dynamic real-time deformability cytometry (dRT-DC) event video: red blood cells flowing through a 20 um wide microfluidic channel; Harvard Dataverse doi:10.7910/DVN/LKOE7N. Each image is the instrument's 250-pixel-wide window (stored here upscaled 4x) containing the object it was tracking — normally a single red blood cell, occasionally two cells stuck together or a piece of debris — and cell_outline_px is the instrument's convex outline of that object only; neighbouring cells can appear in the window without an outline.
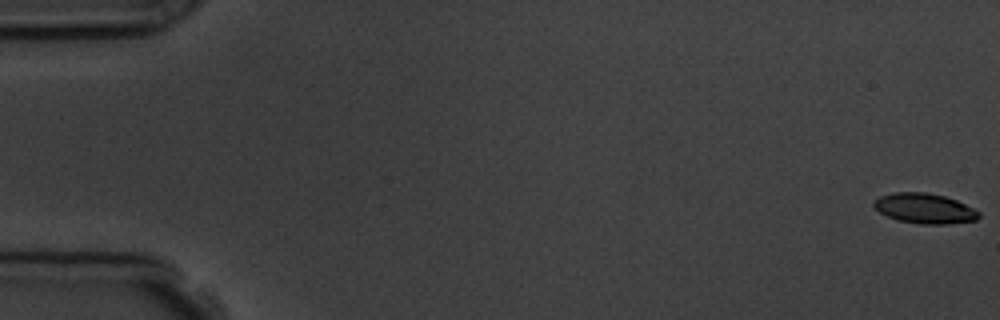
{"species": "common noctule bat (a hibernating species)", "species_latin": "Nyctalus noctula", "temperature_condition": "room temperature", "stored_images_in_passage": 6, "camera_frame_rate_fps": 3000, "um_per_image_px": 0.085, "animal": {"sex": "male", "body_mass_g": 19.5, "forearm_length_mm": 54.6}, "frame": {"image": 1, "passage_image": 1, "time_ms": 0.0, "image_size_px": [1000, 320], "cell_outline_px": [[980, 216], [976, 220], [948, 224], [920, 224], [896, 220], [872, 208], [872, 200], [880, 196], [892, 192], [928, 192], [944, 196], [956, 200], [980, 212]], "centroid_in_image_um": [78.54, 17.71], "position_along_channel_um": 6.5, "area_um2": 18.61}}
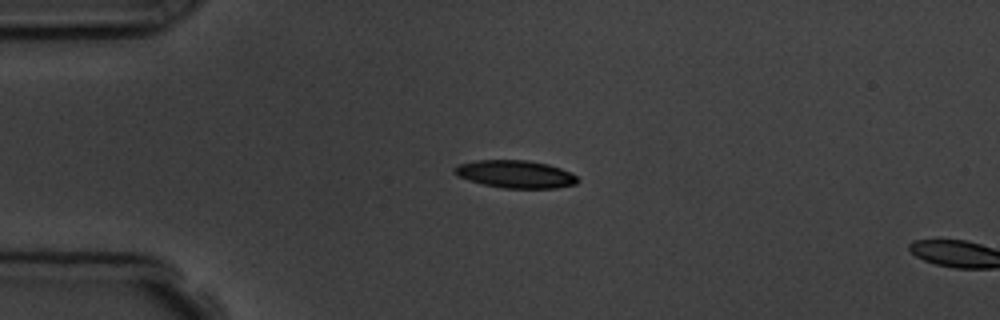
{"frame": {"image": 2, "passage_image": 5, "time_ms": 4.333, "image_size_px": [1000, 320], "cell_outline_px": [[580, 180], [576, 184], [556, 188], [504, 188], [484, 184], [468, 180], [456, 176], [452, 172], [452, 168], [456, 164], [476, 160], [528, 160], [548, 164], [572, 172]], "centroid_in_image_um": [43.78, 14.79], "position_along_channel_um": 41.2, "area_um2": 20.11}}